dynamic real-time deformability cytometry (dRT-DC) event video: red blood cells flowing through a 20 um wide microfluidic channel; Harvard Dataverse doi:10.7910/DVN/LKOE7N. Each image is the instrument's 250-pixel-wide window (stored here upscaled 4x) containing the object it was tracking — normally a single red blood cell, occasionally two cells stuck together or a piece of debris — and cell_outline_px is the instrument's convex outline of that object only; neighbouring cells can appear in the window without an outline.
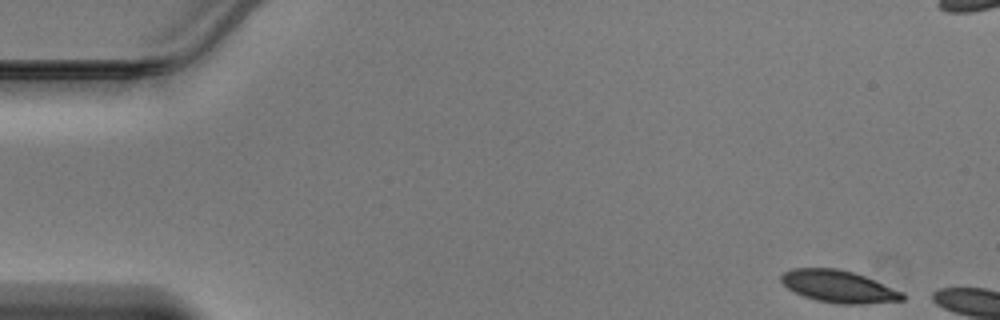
{"species": "Egyptian fruit bat (a non-hibernating species)", "species_latin": "Rousettus aegyptiacus", "temperature_condition": "warm", "stored_images_in_passage": 5, "camera_frame_rate_fps": 3000, "um_per_image_px": 0.085, "animal": {"sex": "male"}, "frame": {"image": 1, "passage_image": 1, "time_ms": 0.0, "image_size_px": [1000, 320], "cell_outline_px": [[904, 300], [868, 304], [836, 304], [816, 300], [804, 296], [788, 288], [780, 280], [780, 276], [784, 272], [792, 268], [836, 268], [852, 272], [864, 276], [904, 292]], "centroid_in_image_um": [71.29, 24.36], "position_along_channel_um": 13.7, "area_um2": 22.72}}